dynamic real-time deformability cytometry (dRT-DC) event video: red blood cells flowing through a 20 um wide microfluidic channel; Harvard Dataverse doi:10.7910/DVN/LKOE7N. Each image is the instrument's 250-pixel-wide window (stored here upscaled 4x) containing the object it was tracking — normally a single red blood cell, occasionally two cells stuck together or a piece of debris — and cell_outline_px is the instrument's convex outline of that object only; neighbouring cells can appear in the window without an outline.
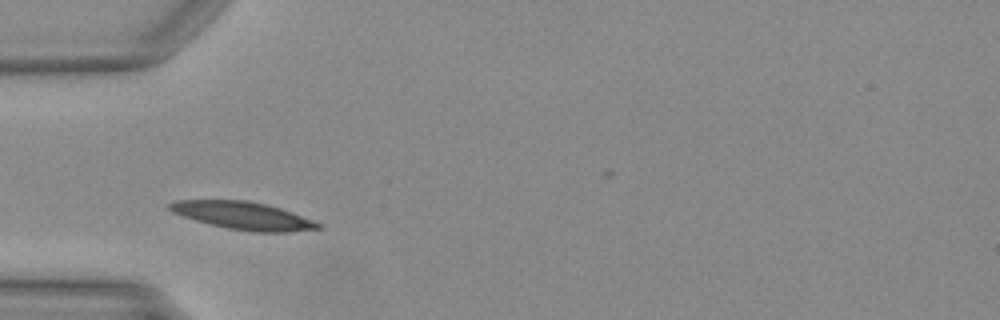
{"species": "Egyptian fruit bat (a non-hibernating species)", "species_latin": "Rousettus aegyptiacus", "temperature_condition": "warm", "stored_images_in_passage": 33, "camera_frame_rate_fps": 3000, "um_per_image_px": 0.085, "animal": {"sex": "female"}, "frame": {"image": 1, "passage_image": 1, "time_ms": 0.0, "image_size_px": [1000, 320], "cell_outline_px": [[320, 228], [288, 232], [252, 232], [228, 228], [196, 220], [172, 212], [168, 208], [168, 204], [176, 200], [248, 200], [268, 204], [292, 212], [312, 220], [320, 224]], "centroid_in_image_um": [20.65, 18.32], "position_along_channel_um": 64.3, "area_um2": 23.7}}
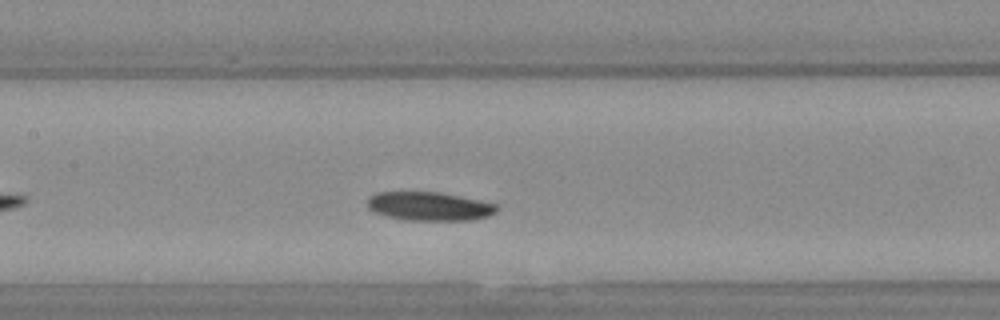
{"frame": {"image": 2, "passage_image": 9, "time_ms": 2.667, "image_size_px": [1000, 320], "cell_outline_px": [[500, 208], [496, 212], [488, 216], [472, 220], [404, 220], [384, 216], [372, 212], [368, 208], [368, 200], [376, 192], [436, 192], [496, 204]], "centroid_in_image_um": [36.45, 17.55], "position_along_channel_um": 170.9, "area_um2": 21.5}}
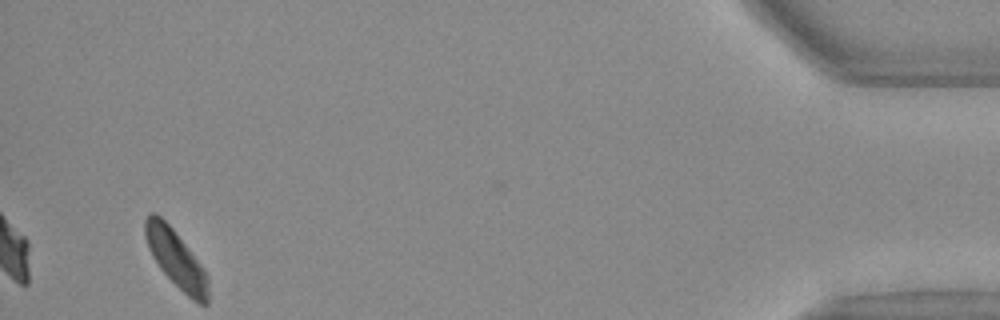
{"frame": {"image": 3, "passage_image": 33, "time_ms": 10.667, "image_size_px": [1000, 320], "cell_outline_px": [[208, 304], [200, 304], [192, 300], [160, 268], [152, 256], [148, 248], [144, 236], [144, 220], [148, 212], [156, 212], [172, 228], [200, 264], [208, 276]], "centroid_in_image_um": [14.93, 21.97], "position_along_channel_um": 420.3, "area_um2": 20.81}}